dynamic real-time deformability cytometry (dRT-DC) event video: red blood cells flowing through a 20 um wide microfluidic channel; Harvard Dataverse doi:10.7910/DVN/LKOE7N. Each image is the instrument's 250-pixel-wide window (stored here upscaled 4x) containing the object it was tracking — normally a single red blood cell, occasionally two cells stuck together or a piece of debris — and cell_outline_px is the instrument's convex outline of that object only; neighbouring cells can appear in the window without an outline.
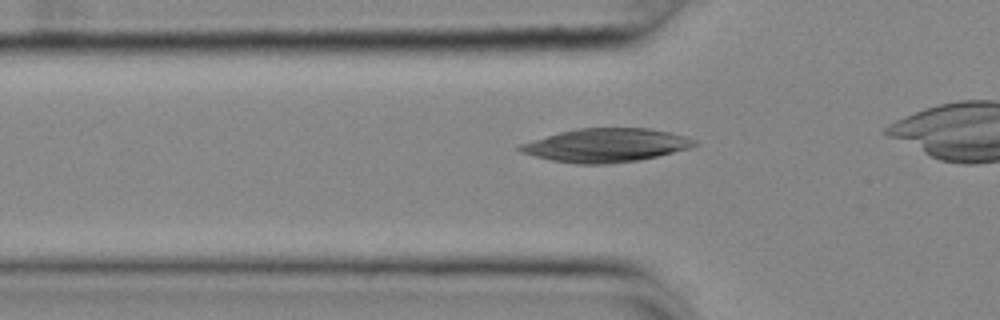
{"species": "common noctule bat (a hibernating species)", "species_latin": "Nyctalus noctula", "temperature_condition": "cold", "stored_images_in_passage": 31, "camera_frame_rate_fps": 3000, "um_per_image_px": 0.085, "animal": {"sex": "female", "body_mass_g": 25.1}, "frame": {"image": 1, "passage_image": 5, "time_ms": 1.333, "image_size_px": [1000, 320], "cell_outline_px": [[700, 144], [692, 148], [656, 156], [636, 160], [608, 164], [576, 164], [552, 160], [520, 152], [516, 148], [520, 144], [560, 132], [576, 128], [648, 128], [668, 132], [684, 136], [696, 140]], "centroid_in_image_um": [51.53, 12.34], "position_along_channel_um": 74.3, "area_um2": 33.93}}
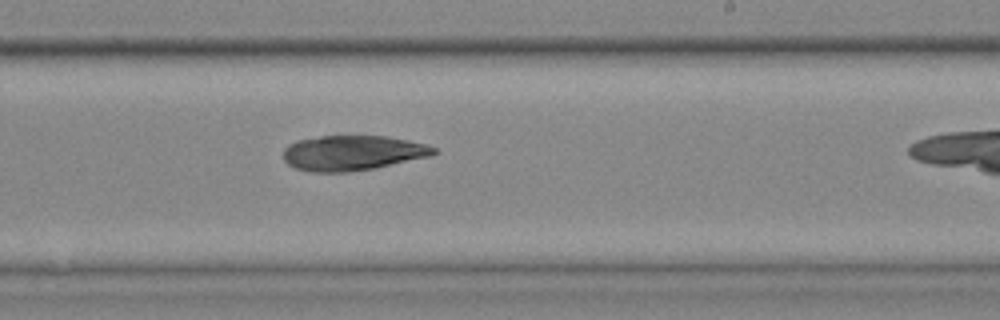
{"frame": {"image": 2, "passage_image": 20, "time_ms": 6.333, "image_size_px": [1000, 320], "cell_outline_px": [[440, 152], [432, 156], [376, 168], [348, 172], [312, 172], [296, 168], [288, 164], [284, 160], [284, 148], [288, 144], [296, 140], [320, 136], [384, 136], [408, 140], [428, 144], [436, 148]], "centroid_in_image_um": [30.01, 13.0], "position_along_channel_um": 259.0, "area_um2": 31.04}}
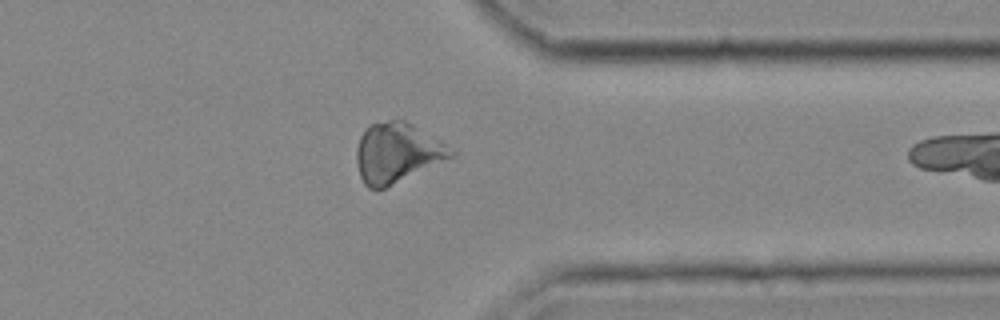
{"frame": {"image": 3, "passage_image": 30, "time_ms": 9.667, "image_size_px": [1000, 320], "cell_outline_px": [[456, 156], [384, 188], [368, 188], [364, 184], [360, 176], [356, 160], [356, 148], [360, 136], [364, 128], [368, 124], [388, 120], [404, 120], [412, 124], [440, 140], [456, 152]], "centroid_in_image_um": [33.74, 12.97], "position_along_channel_um": 377.7, "area_um2": 32.95}}